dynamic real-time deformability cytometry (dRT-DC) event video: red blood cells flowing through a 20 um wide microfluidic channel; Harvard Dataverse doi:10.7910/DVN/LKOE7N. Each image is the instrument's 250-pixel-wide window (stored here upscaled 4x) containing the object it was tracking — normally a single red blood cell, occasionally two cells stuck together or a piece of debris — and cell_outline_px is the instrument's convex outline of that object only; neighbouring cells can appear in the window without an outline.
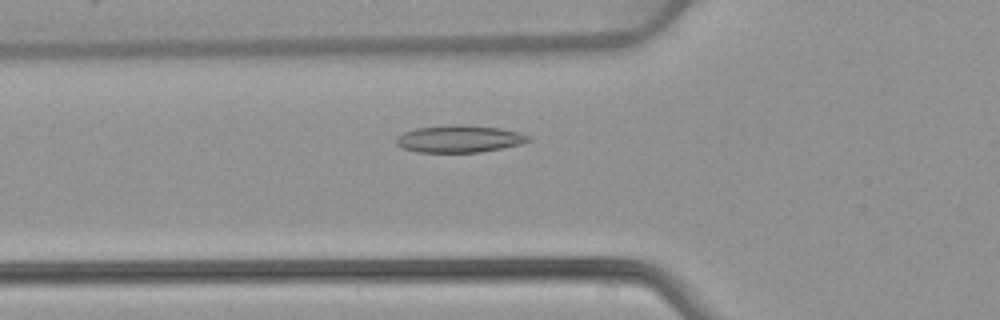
{"species": "common noctule bat (a hibernating species)", "species_latin": "Nyctalus noctula", "temperature_condition": "warm", "stored_images_in_passage": 42, "camera_frame_rate_fps": 3000, "um_per_image_px": 0.085, "animal": {"sex": "female", "body_mass_g": 22.7, "forearm_length_mm": 54.2}, "frame": {"image": 1, "passage_image": 17, "time_ms": 5.333, "image_size_px": [1000, 320], "cell_outline_px": [[532, 140], [520, 144], [504, 148], [480, 152], [416, 152], [400, 148], [396, 144], [396, 136], [404, 132], [416, 128], [452, 124], [464, 124], [500, 128], [520, 132], [528, 136]], "centroid_in_image_um": [39.02, 11.8], "position_along_channel_um": 86.8, "area_um2": 21.21}}
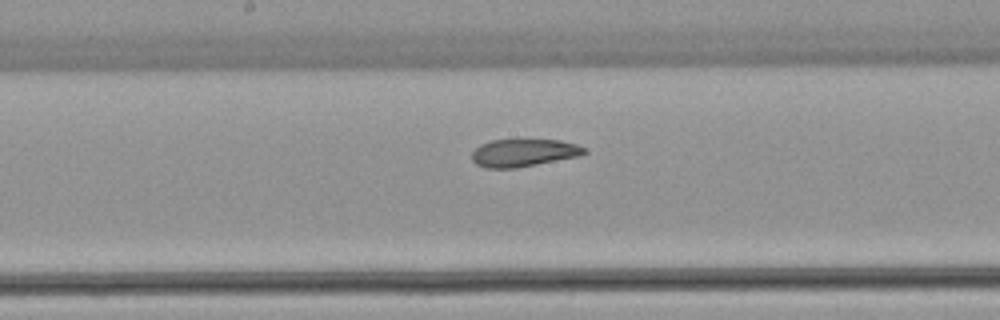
{"frame": {"image": 2, "passage_image": 26, "time_ms": 8.333, "image_size_px": [1000, 320], "cell_outline_px": [[588, 152], [580, 156], [516, 168], [484, 168], [476, 164], [472, 160], [472, 152], [480, 144], [492, 140], [560, 140], [576, 144], [588, 148]], "centroid_in_image_um": [44.53, 12.99], "position_along_channel_um": 203.7, "area_um2": 18.21}}
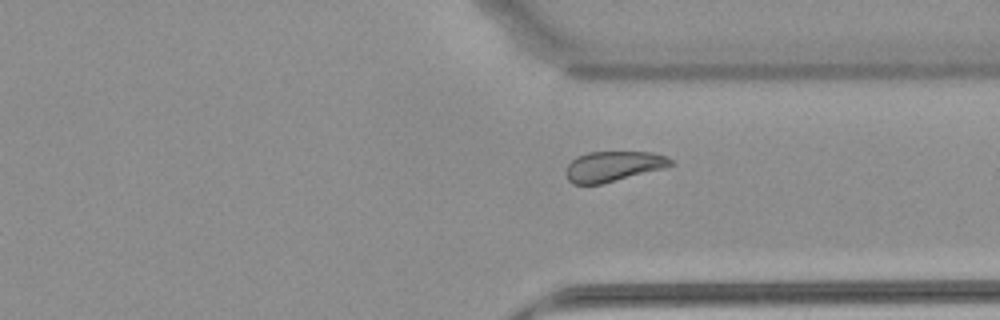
{"frame": {"image": 3, "passage_image": 38, "time_ms": 12.333, "image_size_px": [1000, 320], "cell_outline_px": [[676, 164], [668, 168], [600, 184], [572, 184], [568, 180], [564, 172], [568, 164], [576, 156], [588, 152], [652, 152], [668, 156]], "centroid_in_image_um": [52.17, 14.13], "position_along_channel_um": 359.2, "area_um2": 18.84}, "authors_computed_cell_mechanics": {"area_um2": 20.1722, "velocity_mm_per_s": 3.884, "shape_relaxation_time_tau1_ms": null, "shape_relaxation_time_tau2_ms": 2.1842, "deformation_change_tau1": null, "deformation_change_tau2": 0.0682}}